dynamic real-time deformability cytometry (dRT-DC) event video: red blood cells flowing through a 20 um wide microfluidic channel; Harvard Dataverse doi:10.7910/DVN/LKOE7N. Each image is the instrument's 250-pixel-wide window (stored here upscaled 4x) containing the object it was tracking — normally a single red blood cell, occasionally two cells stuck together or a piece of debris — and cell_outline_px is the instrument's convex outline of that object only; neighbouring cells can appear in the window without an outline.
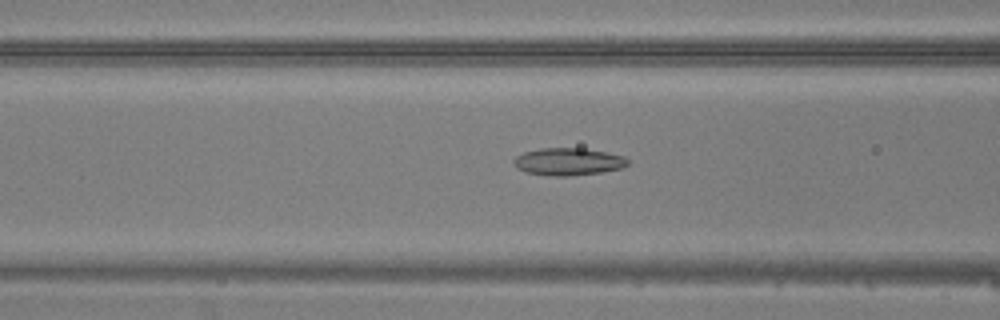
{"species": "common noctule bat (a hibernating species)", "species_latin": "Nyctalus noctula", "temperature_condition": "warm", "stored_images_in_passage": 13, "camera_frame_rate_fps": 3000, "um_per_image_px": 0.085, "animal": {"sex": "male", "body_mass_g": 20.5, "forearm_length_mm": 52.5}, "frame": {"image": 1, "passage_image": 13, "time_ms": 4.0, "image_size_px": [1000, 320], "cell_outline_px": [[628, 164], [624, 168], [600, 172], [568, 176], [552, 176], [528, 172], [516, 168], [512, 164], [512, 160], [516, 156], [524, 152], [540, 148], [584, 148], [624, 156], [628, 160]], "centroid_in_image_um": [48.28, 13.74], "position_along_channel_um": 118.3, "area_um2": 18.21}}